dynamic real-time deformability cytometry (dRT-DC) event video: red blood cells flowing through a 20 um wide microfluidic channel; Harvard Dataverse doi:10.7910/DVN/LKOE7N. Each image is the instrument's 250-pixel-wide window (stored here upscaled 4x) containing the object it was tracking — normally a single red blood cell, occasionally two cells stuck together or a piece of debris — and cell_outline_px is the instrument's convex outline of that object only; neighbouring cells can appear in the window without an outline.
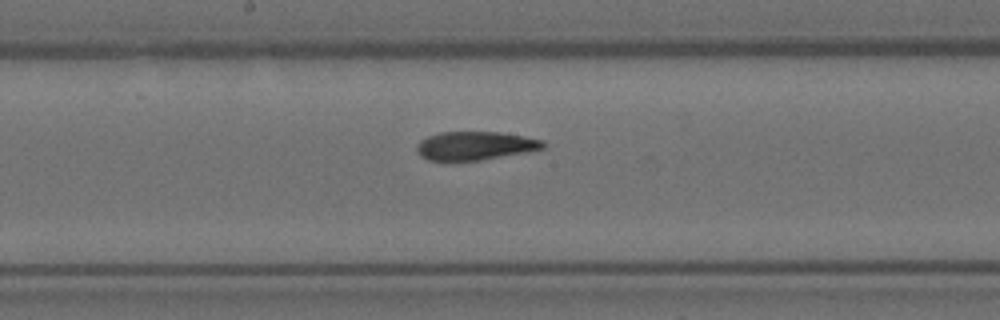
{"species": "Egyptian fruit bat (a non-hibernating species)", "species_latin": "Rousettus aegyptiacus", "temperature_condition": "room temperature", "stored_images_in_passage": 6, "camera_frame_rate_fps": 3000, "um_per_image_px": 0.085, "animal": {"sex": "female"}, "frame": {"image": 1, "passage_image": 6, "time_ms": 1.667, "image_size_px": [1000, 320], "cell_outline_px": [[544, 148], [524, 152], [480, 160], [428, 160], [420, 156], [416, 152], [416, 144], [420, 140], [428, 136], [440, 132], [500, 132], [524, 136], [544, 140]], "centroid_in_image_um": [40.34, 12.38], "position_along_channel_um": 207.9, "area_um2": 20.87}}